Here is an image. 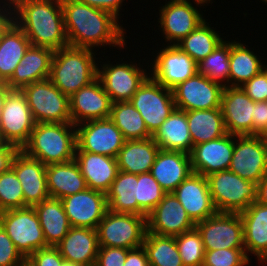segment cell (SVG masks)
Listing matches in <instances>:
<instances>
[{
  "mask_svg": "<svg viewBox=\"0 0 267 266\" xmlns=\"http://www.w3.org/2000/svg\"><path fill=\"white\" fill-rule=\"evenodd\" d=\"M61 6L69 46L94 50L108 45L125 49L126 30L111 13L79 0H61Z\"/></svg>",
  "mask_w": 267,
  "mask_h": 266,
  "instance_id": "1",
  "label": "cell"
},
{
  "mask_svg": "<svg viewBox=\"0 0 267 266\" xmlns=\"http://www.w3.org/2000/svg\"><path fill=\"white\" fill-rule=\"evenodd\" d=\"M14 22L35 47L57 51L69 45L61 0H10Z\"/></svg>",
  "mask_w": 267,
  "mask_h": 266,
  "instance_id": "2",
  "label": "cell"
},
{
  "mask_svg": "<svg viewBox=\"0 0 267 266\" xmlns=\"http://www.w3.org/2000/svg\"><path fill=\"white\" fill-rule=\"evenodd\" d=\"M95 53L92 49L69 45L54 51L49 80L70 97L97 78L98 58Z\"/></svg>",
  "mask_w": 267,
  "mask_h": 266,
  "instance_id": "3",
  "label": "cell"
},
{
  "mask_svg": "<svg viewBox=\"0 0 267 266\" xmlns=\"http://www.w3.org/2000/svg\"><path fill=\"white\" fill-rule=\"evenodd\" d=\"M76 127L72 123H36L22 151L43 164L75 159Z\"/></svg>",
  "mask_w": 267,
  "mask_h": 266,
  "instance_id": "4",
  "label": "cell"
},
{
  "mask_svg": "<svg viewBox=\"0 0 267 266\" xmlns=\"http://www.w3.org/2000/svg\"><path fill=\"white\" fill-rule=\"evenodd\" d=\"M206 178L217 212L240 213L256 202L257 184L229 169L212 173Z\"/></svg>",
  "mask_w": 267,
  "mask_h": 266,
  "instance_id": "5",
  "label": "cell"
},
{
  "mask_svg": "<svg viewBox=\"0 0 267 266\" xmlns=\"http://www.w3.org/2000/svg\"><path fill=\"white\" fill-rule=\"evenodd\" d=\"M146 217L107 210L97 227L99 247L134 249L143 246Z\"/></svg>",
  "mask_w": 267,
  "mask_h": 266,
  "instance_id": "6",
  "label": "cell"
},
{
  "mask_svg": "<svg viewBox=\"0 0 267 266\" xmlns=\"http://www.w3.org/2000/svg\"><path fill=\"white\" fill-rule=\"evenodd\" d=\"M0 224L24 258H28L39 249L49 247L33 207L0 212Z\"/></svg>",
  "mask_w": 267,
  "mask_h": 266,
  "instance_id": "7",
  "label": "cell"
},
{
  "mask_svg": "<svg viewBox=\"0 0 267 266\" xmlns=\"http://www.w3.org/2000/svg\"><path fill=\"white\" fill-rule=\"evenodd\" d=\"M21 91L36 123H72L69 97L49 79L29 84Z\"/></svg>",
  "mask_w": 267,
  "mask_h": 266,
  "instance_id": "8",
  "label": "cell"
},
{
  "mask_svg": "<svg viewBox=\"0 0 267 266\" xmlns=\"http://www.w3.org/2000/svg\"><path fill=\"white\" fill-rule=\"evenodd\" d=\"M130 102L139 111L152 135L176 109L172 89L162 86L151 76L139 87Z\"/></svg>",
  "mask_w": 267,
  "mask_h": 266,
  "instance_id": "9",
  "label": "cell"
},
{
  "mask_svg": "<svg viewBox=\"0 0 267 266\" xmlns=\"http://www.w3.org/2000/svg\"><path fill=\"white\" fill-rule=\"evenodd\" d=\"M109 62L99 64L101 67L98 66L97 78L101 81L112 103L130 101L150 73L147 69H143L142 64H136V62L127 63L126 61L125 63L123 61V63L117 62L114 65Z\"/></svg>",
  "mask_w": 267,
  "mask_h": 266,
  "instance_id": "10",
  "label": "cell"
},
{
  "mask_svg": "<svg viewBox=\"0 0 267 266\" xmlns=\"http://www.w3.org/2000/svg\"><path fill=\"white\" fill-rule=\"evenodd\" d=\"M36 122L24 93L11 89L5 99L0 118V134L5 143L20 150L28 142Z\"/></svg>",
  "mask_w": 267,
  "mask_h": 266,
  "instance_id": "11",
  "label": "cell"
},
{
  "mask_svg": "<svg viewBox=\"0 0 267 266\" xmlns=\"http://www.w3.org/2000/svg\"><path fill=\"white\" fill-rule=\"evenodd\" d=\"M204 250L245 248L243 221L239 213L216 212L212 217L197 222Z\"/></svg>",
  "mask_w": 267,
  "mask_h": 266,
  "instance_id": "12",
  "label": "cell"
},
{
  "mask_svg": "<svg viewBox=\"0 0 267 266\" xmlns=\"http://www.w3.org/2000/svg\"><path fill=\"white\" fill-rule=\"evenodd\" d=\"M229 170L254 183L267 174V139L262 135L236 136Z\"/></svg>",
  "mask_w": 267,
  "mask_h": 266,
  "instance_id": "13",
  "label": "cell"
},
{
  "mask_svg": "<svg viewBox=\"0 0 267 266\" xmlns=\"http://www.w3.org/2000/svg\"><path fill=\"white\" fill-rule=\"evenodd\" d=\"M80 151L116 158L126 139L110 118L75 125Z\"/></svg>",
  "mask_w": 267,
  "mask_h": 266,
  "instance_id": "14",
  "label": "cell"
},
{
  "mask_svg": "<svg viewBox=\"0 0 267 266\" xmlns=\"http://www.w3.org/2000/svg\"><path fill=\"white\" fill-rule=\"evenodd\" d=\"M166 46V47H165ZM160 48L153 58L150 76L162 86L173 89L198 72L197 63L177 45H166ZM152 64V65H151Z\"/></svg>",
  "mask_w": 267,
  "mask_h": 266,
  "instance_id": "15",
  "label": "cell"
},
{
  "mask_svg": "<svg viewBox=\"0 0 267 266\" xmlns=\"http://www.w3.org/2000/svg\"><path fill=\"white\" fill-rule=\"evenodd\" d=\"M159 8L158 27L167 45H176L206 20L190 0H170Z\"/></svg>",
  "mask_w": 267,
  "mask_h": 266,
  "instance_id": "16",
  "label": "cell"
},
{
  "mask_svg": "<svg viewBox=\"0 0 267 266\" xmlns=\"http://www.w3.org/2000/svg\"><path fill=\"white\" fill-rule=\"evenodd\" d=\"M224 87L198 72L172 89L176 109L182 111L221 108Z\"/></svg>",
  "mask_w": 267,
  "mask_h": 266,
  "instance_id": "17",
  "label": "cell"
},
{
  "mask_svg": "<svg viewBox=\"0 0 267 266\" xmlns=\"http://www.w3.org/2000/svg\"><path fill=\"white\" fill-rule=\"evenodd\" d=\"M61 201L71 227L97 229L108 210L106 194L90 188Z\"/></svg>",
  "mask_w": 267,
  "mask_h": 266,
  "instance_id": "18",
  "label": "cell"
},
{
  "mask_svg": "<svg viewBox=\"0 0 267 266\" xmlns=\"http://www.w3.org/2000/svg\"><path fill=\"white\" fill-rule=\"evenodd\" d=\"M147 232L162 236H178L195 228V223L173 193H166L147 215Z\"/></svg>",
  "mask_w": 267,
  "mask_h": 266,
  "instance_id": "19",
  "label": "cell"
},
{
  "mask_svg": "<svg viewBox=\"0 0 267 266\" xmlns=\"http://www.w3.org/2000/svg\"><path fill=\"white\" fill-rule=\"evenodd\" d=\"M112 101L96 78L69 97V111L74 125L98 119L109 118Z\"/></svg>",
  "mask_w": 267,
  "mask_h": 266,
  "instance_id": "20",
  "label": "cell"
},
{
  "mask_svg": "<svg viewBox=\"0 0 267 266\" xmlns=\"http://www.w3.org/2000/svg\"><path fill=\"white\" fill-rule=\"evenodd\" d=\"M254 104L241 87H224L221 110L227 133L236 136L253 135Z\"/></svg>",
  "mask_w": 267,
  "mask_h": 266,
  "instance_id": "21",
  "label": "cell"
},
{
  "mask_svg": "<svg viewBox=\"0 0 267 266\" xmlns=\"http://www.w3.org/2000/svg\"><path fill=\"white\" fill-rule=\"evenodd\" d=\"M235 135L224 136L194 145L190 153L192 171L203 176L227 170L230 167Z\"/></svg>",
  "mask_w": 267,
  "mask_h": 266,
  "instance_id": "22",
  "label": "cell"
},
{
  "mask_svg": "<svg viewBox=\"0 0 267 266\" xmlns=\"http://www.w3.org/2000/svg\"><path fill=\"white\" fill-rule=\"evenodd\" d=\"M11 168L15 171L24 196V208L33 207L49 198L46 165L27 156L22 150L14 156Z\"/></svg>",
  "mask_w": 267,
  "mask_h": 266,
  "instance_id": "23",
  "label": "cell"
},
{
  "mask_svg": "<svg viewBox=\"0 0 267 266\" xmlns=\"http://www.w3.org/2000/svg\"><path fill=\"white\" fill-rule=\"evenodd\" d=\"M173 194L195 224L217 212L211 199L207 178L201 174L191 173Z\"/></svg>",
  "mask_w": 267,
  "mask_h": 266,
  "instance_id": "24",
  "label": "cell"
},
{
  "mask_svg": "<svg viewBox=\"0 0 267 266\" xmlns=\"http://www.w3.org/2000/svg\"><path fill=\"white\" fill-rule=\"evenodd\" d=\"M243 221L244 247L247 257L257 256L260 264L267 263V205L253 202L239 213Z\"/></svg>",
  "mask_w": 267,
  "mask_h": 266,
  "instance_id": "25",
  "label": "cell"
},
{
  "mask_svg": "<svg viewBox=\"0 0 267 266\" xmlns=\"http://www.w3.org/2000/svg\"><path fill=\"white\" fill-rule=\"evenodd\" d=\"M150 173L166 193H173L193 173L190 154L160 149Z\"/></svg>",
  "mask_w": 267,
  "mask_h": 266,
  "instance_id": "26",
  "label": "cell"
},
{
  "mask_svg": "<svg viewBox=\"0 0 267 266\" xmlns=\"http://www.w3.org/2000/svg\"><path fill=\"white\" fill-rule=\"evenodd\" d=\"M55 247L66 261L94 266L99 249L97 229L71 227Z\"/></svg>",
  "mask_w": 267,
  "mask_h": 266,
  "instance_id": "27",
  "label": "cell"
},
{
  "mask_svg": "<svg viewBox=\"0 0 267 266\" xmlns=\"http://www.w3.org/2000/svg\"><path fill=\"white\" fill-rule=\"evenodd\" d=\"M54 51L45 47L30 46L12 77L6 82L10 89H19L34 82L49 79Z\"/></svg>",
  "mask_w": 267,
  "mask_h": 266,
  "instance_id": "28",
  "label": "cell"
},
{
  "mask_svg": "<svg viewBox=\"0 0 267 266\" xmlns=\"http://www.w3.org/2000/svg\"><path fill=\"white\" fill-rule=\"evenodd\" d=\"M75 161L88 188L106 194L119 171L116 158L80 151L76 147Z\"/></svg>",
  "mask_w": 267,
  "mask_h": 266,
  "instance_id": "29",
  "label": "cell"
},
{
  "mask_svg": "<svg viewBox=\"0 0 267 266\" xmlns=\"http://www.w3.org/2000/svg\"><path fill=\"white\" fill-rule=\"evenodd\" d=\"M49 197L62 199L88 188L78 163L74 160L46 165Z\"/></svg>",
  "mask_w": 267,
  "mask_h": 266,
  "instance_id": "30",
  "label": "cell"
},
{
  "mask_svg": "<svg viewBox=\"0 0 267 266\" xmlns=\"http://www.w3.org/2000/svg\"><path fill=\"white\" fill-rule=\"evenodd\" d=\"M152 138L161 150L190 154L193 148L186 111L175 109Z\"/></svg>",
  "mask_w": 267,
  "mask_h": 266,
  "instance_id": "31",
  "label": "cell"
},
{
  "mask_svg": "<svg viewBox=\"0 0 267 266\" xmlns=\"http://www.w3.org/2000/svg\"><path fill=\"white\" fill-rule=\"evenodd\" d=\"M159 150L152 137L126 140L116 157L118 170L133 174L150 172Z\"/></svg>",
  "mask_w": 267,
  "mask_h": 266,
  "instance_id": "32",
  "label": "cell"
},
{
  "mask_svg": "<svg viewBox=\"0 0 267 266\" xmlns=\"http://www.w3.org/2000/svg\"><path fill=\"white\" fill-rule=\"evenodd\" d=\"M48 246L55 247L71 228L61 199L47 198L33 206Z\"/></svg>",
  "mask_w": 267,
  "mask_h": 266,
  "instance_id": "33",
  "label": "cell"
},
{
  "mask_svg": "<svg viewBox=\"0 0 267 266\" xmlns=\"http://www.w3.org/2000/svg\"><path fill=\"white\" fill-rule=\"evenodd\" d=\"M30 46L29 39L14 22L0 40V83H6L12 77Z\"/></svg>",
  "mask_w": 267,
  "mask_h": 266,
  "instance_id": "34",
  "label": "cell"
},
{
  "mask_svg": "<svg viewBox=\"0 0 267 266\" xmlns=\"http://www.w3.org/2000/svg\"><path fill=\"white\" fill-rule=\"evenodd\" d=\"M247 46V47H246ZM239 41L230 42L229 86L241 87L263 69L262 57Z\"/></svg>",
  "mask_w": 267,
  "mask_h": 266,
  "instance_id": "35",
  "label": "cell"
},
{
  "mask_svg": "<svg viewBox=\"0 0 267 266\" xmlns=\"http://www.w3.org/2000/svg\"><path fill=\"white\" fill-rule=\"evenodd\" d=\"M186 116L193 146L227 133L221 108L186 111Z\"/></svg>",
  "mask_w": 267,
  "mask_h": 266,
  "instance_id": "36",
  "label": "cell"
},
{
  "mask_svg": "<svg viewBox=\"0 0 267 266\" xmlns=\"http://www.w3.org/2000/svg\"><path fill=\"white\" fill-rule=\"evenodd\" d=\"M137 174L118 171L106 192L108 210L116 213L139 215L137 204Z\"/></svg>",
  "mask_w": 267,
  "mask_h": 266,
  "instance_id": "37",
  "label": "cell"
},
{
  "mask_svg": "<svg viewBox=\"0 0 267 266\" xmlns=\"http://www.w3.org/2000/svg\"><path fill=\"white\" fill-rule=\"evenodd\" d=\"M215 30L205 20L176 45L198 64L224 41Z\"/></svg>",
  "mask_w": 267,
  "mask_h": 266,
  "instance_id": "38",
  "label": "cell"
},
{
  "mask_svg": "<svg viewBox=\"0 0 267 266\" xmlns=\"http://www.w3.org/2000/svg\"><path fill=\"white\" fill-rule=\"evenodd\" d=\"M109 118L126 140H142L152 137L144 119L130 101L112 103Z\"/></svg>",
  "mask_w": 267,
  "mask_h": 266,
  "instance_id": "39",
  "label": "cell"
},
{
  "mask_svg": "<svg viewBox=\"0 0 267 266\" xmlns=\"http://www.w3.org/2000/svg\"><path fill=\"white\" fill-rule=\"evenodd\" d=\"M150 266H184L175 237L146 231L143 241Z\"/></svg>",
  "mask_w": 267,
  "mask_h": 266,
  "instance_id": "40",
  "label": "cell"
},
{
  "mask_svg": "<svg viewBox=\"0 0 267 266\" xmlns=\"http://www.w3.org/2000/svg\"><path fill=\"white\" fill-rule=\"evenodd\" d=\"M230 41L224 40L212 53L197 64L198 73L211 81L229 86Z\"/></svg>",
  "mask_w": 267,
  "mask_h": 266,
  "instance_id": "41",
  "label": "cell"
},
{
  "mask_svg": "<svg viewBox=\"0 0 267 266\" xmlns=\"http://www.w3.org/2000/svg\"><path fill=\"white\" fill-rule=\"evenodd\" d=\"M166 192L150 172L137 174V204L139 215H147L159 204Z\"/></svg>",
  "mask_w": 267,
  "mask_h": 266,
  "instance_id": "42",
  "label": "cell"
},
{
  "mask_svg": "<svg viewBox=\"0 0 267 266\" xmlns=\"http://www.w3.org/2000/svg\"><path fill=\"white\" fill-rule=\"evenodd\" d=\"M175 240L184 266H203L205 250L196 228L175 236Z\"/></svg>",
  "mask_w": 267,
  "mask_h": 266,
  "instance_id": "43",
  "label": "cell"
},
{
  "mask_svg": "<svg viewBox=\"0 0 267 266\" xmlns=\"http://www.w3.org/2000/svg\"><path fill=\"white\" fill-rule=\"evenodd\" d=\"M18 208H24L23 189L15 171L10 168L0 175V212Z\"/></svg>",
  "mask_w": 267,
  "mask_h": 266,
  "instance_id": "44",
  "label": "cell"
},
{
  "mask_svg": "<svg viewBox=\"0 0 267 266\" xmlns=\"http://www.w3.org/2000/svg\"><path fill=\"white\" fill-rule=\"evenodd\" d=\"M245 248L205 251L203 266H247L250 264Z\"/></svg>",
  "mask_w": 267,
  "mask_h": 266,
  "instance_id": "45",
  "label": "cell"
},
{
  "mask_svg": "<svg viewBox=\"0 0 267 266\" xmlns=\"http://www.w3.org/2000/svg\"><path fill=\"white\" fill-rule=\"evenodd\" d=\"M24 259L0 224V266H21Z\"/></svg>",
  "mask_w": 267,
  "mask_h": 266,
  "instance_id": "46",
  "label": "cell"
},
{
  "mask_svg": "<svg viewBox=\"0 0 267 266\" xmlns=\"http://www.w3.org/2000/svg\"><path fill=\"white\" fill-rule=\"evenodd\" d=\"M241 88L254 102L267 101V73L262 69Z\"/></svg>",
  "mask_w": 267,
  "mask_h": 266,
  "instance_id": "47",
  "label": "cell"
},
{
  "mask_svg": "<svg viewBox=\"0 0 267 266\" xmlns=\"http://www.w3.org/2000/svg\"><path fill=\"white\" fill-rule=\"evenodd\" d=\"M129 250L119 247H99L94 266H124Z\"/></svg>",
  "mask_w": 267,
  "mask_h": 266,
  "instance_id": "48",
  "label": "cell"
},
{
  "mask_svg": "<svg viewBox=\"0 0 267 266\" xmlns=\"http://www.w3.org/2000/svg\"><path fill=\"white\" fill-rule=\"evenodd\" d=\"M34 266H61L64 258L56 247L39 249L27 258Z\"/></svg>",
  "mask_w": 267,
  "mask_h": 266,
  "instance_id": "49",
  "label": "cell"
},
{
  "mask_svg": "<svg viewBox=\"0 0 267 266\" xmlns=\"http://www.w3.org/2000/svg\"><path fill=\"white\" fill-rule=\"evenodd\" d=\"M253 135H263L267 130V101H259L254 104Z\"/></svg>",
  "mask_w": 267,
  "mask_h": 266,
  "instance_id": "50",
  "label": "cell"
},
{
  "mask_svg": "<svg viewBox=\"0 0 267 266\" xmlns=\"http://www.w3.org/2000/svg\"><path fill=\"white\" fill-rule=\"evenodd\" d=\"M89 6L111 13L118 20L120 19V9L125 0H79Z\"/></svg>",
  "mask_w": 267,
  "mask_h": 266,
  "instance_id": "51",
  "label": "cell"
},
{
  "mask_svg": "<svg viewBox=\"0 0 267 266\" xmlns=\"http://www.w3.org/2000/svg\"><path fill=\"white\" fill-rule=\"evenodd\" d=\"M13 23H14V11L11 1L0 0V40L3 37V34L8 30V28Z\"/></svg>",
  "mask_w": 267,
  "mask_h": 266,
  "instance_id": "52",
  "label": "cell"
},
{
  "mask_svg": "<svg viewBox=\"0 0 267 266\" xmlns=\"http://www.w3.org/2000/svg\"><path fill=\"white\" fill-rule=\"evenodd\" d=\"M20 149L13 144L4 143L0 147V175L11 168L14 156Z\"/></svg>",
  "mask_w": 267,
  "mask_h": 266,
  "instance_id": "53",
  "label": "cell"
},
{
  "mask_svg": "<svg viewBox=\"0 0 267 266\" xmlns=\"http://www.w3.org/2000/svg\"><path fill=\"white\" fill-rule=\"evenodd\" d=\"M124 266H150L146 250L143 246L130 249Z\"/></svg>",
  "mask_w": 267,
  "mask_h": 266,
  "instance_id": "54",
  "label": "cell"
},
{
  "mask_svg": "<svg viewBox=\"0 0 267 266\" xmlns=\"http://www.w3.org/2000/svg\"><path fill=\"white\" fill-rule=\"evenodd\" d=\"M256 202L267 205V174L257 183Z\"/></svg>",
  "mask_w": 267,
  "mask_h": 266,
  "instance_id": "55",
  "label": "cell"
},
{
  "mask_svg": "<svg viewBox=\"0 0 267 266\" xmlns=\"http://www.w3.org/2000/svg\"><path fill=\"white\" fill-rule=\"evenodd\" d=\"M10 90L11 89L6 85V83H0V118H1V113L3 110L5 99Z\"/></svg>",
  "mask_w": 267,
  "mask_h": 266,
  "instance_id": "56",
  "label": "cell"
},
{
  "mask_svg": "<svg viewBox=\"0 0 267 266\" xmlns=\"http://www.w3.org/2000/svg\"><path fill=\"white\" fill-rule=\"evenodd\" d=\"M213 0H194V5L197 6V7H201V6H206V4L208 5L209 3H213L212 2Z\"/></svg>",
  "mask_w": 267,
  "mask_h": 266,
  "instance_id": "57",
  "label": "cell"
},
{
  "mask_svg": "<svg viewBox=\"0 0 267 266\" xmlns=\"http://www.w3.org/2000/svg\"><path fill=\"white\" fill-rule=\"evenodd\" d=\"M61 266H83V265L64 260Z\"/></svg>",
  "mask_w": 267,
  "mask_h": 266,
  "instance_id": "58",
  "label": "cell"
},
{
  "mask_svg": "<svg viewBox=\"0 0 267 266\" xmlns=\"http://www.w3.org/2000/svg\"><path fill=\"white\" fill-rule=\"evenodd\" d=\"M21 266H34V265L27 258H25Z\"/></svg>",
  "mask_w": 267,
  "mask_h": 266,
  "instance_id": "59",
  "label": "cell"
},
{
  "mask_svg": "<svg viewBox=\"0 0 267 266\" xmlns=\"http://www.w3.org/2000/svg\"><path fill=\"white\" fill-rule=\"evenodd\" d=\"M5 142L3 141L1 134H0V147L4 144Z\"/></svg>",
  "mask_w": 267,
  "mask_h": 266,
  "instance_id": "60",
  "label": "cell"
},
{
  "mask_svg": "<svg viewBox=\"0 0 267 266\" xmlns=\"http://www.w3.org/2000/svg\"><path fill=\"white\" fill-rule=\"evenodd\" d=\"M263 70L267 73V65H263Z\"/></svg>",
  "mask_w": 267,
  "mask_h": 266,
  "instance_id": "61",
  "label": "cell"
},
{
  "mask_svg": "<svg viewBox=\"0 0 267 266\" xmlns=\"http://www.w3.org/2000/svg\"><path fill=\"white\" fill-rule=\"evenodd\" d=\"M262 136H264L267 139V130Z\"/></svg>",
  "mask_w": 267,
  "mask_h": 266,
  "instance_id": "62",
  "label": "cell"
},
{
  "mask_svg": "<svg viewBox=\"0 0 267 266\" xmlns=\"http://www.w3.org/2000/svg\"><path fill=\"white\" fill-rule=\"evenodd\" d=\"M262 1V3L264 2L265 3V5H266V3H267V0H261Z\"/></svg>",
  "mask_w": 267,
  "mask_h": 266,
  "instance_id": "63",
  "label": "cell"
}]
</instances>
